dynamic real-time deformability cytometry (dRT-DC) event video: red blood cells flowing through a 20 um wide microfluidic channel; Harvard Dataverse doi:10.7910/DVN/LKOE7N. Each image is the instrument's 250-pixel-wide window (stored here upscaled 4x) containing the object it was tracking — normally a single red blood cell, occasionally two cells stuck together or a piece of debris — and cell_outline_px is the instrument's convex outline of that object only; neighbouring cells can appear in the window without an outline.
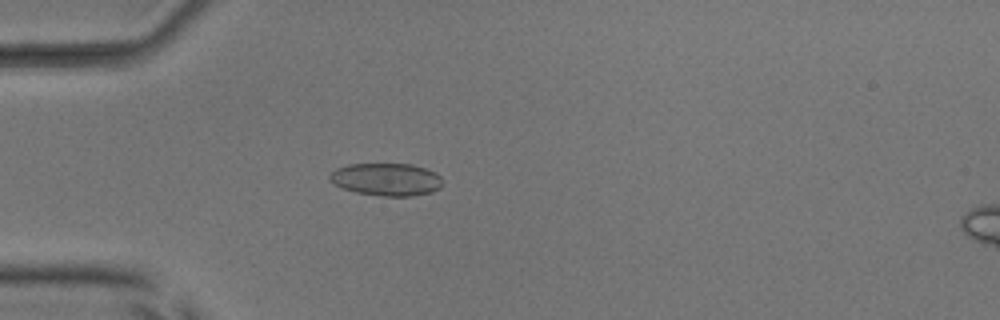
{"species": "common noctule bat (a hibernating species)", "species_latin": "Nyctalus noctula", "temperature_condition": "room temperature", "stored_images_in_passage": 51, "camera_frame_rate_fps": 3000, "um_per_image_px": 0.085, "animal": {"sex": "male", "body_mass_g": 17.9, "forearm_length_mm": 54.2}, "frame": {"image": 1, "passage_image": 15, "time_ms": 4.667, "image_size_px": [1000, 320], "cell_outline_px": [[444, 180], [440, 188], [432, 192], [408, 196], [384, 196], [356, 192], [344, 188], [336, 184], [328, 176], [336, 168], [348, 164], [412, 164], [436, 172]], "centroid_in_image_um": [32.89, 15.24], "position_along_channel_um": 52.1, "area_um2": 21.33}}
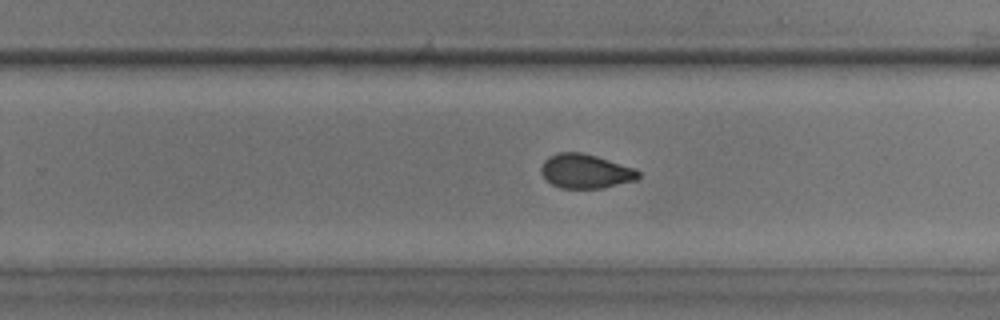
{"frame": {"image": 2, "passage_image": 33, "time_ms": 10.667, "image_size_px": [1000, 320], "cell_outline_px": [[640, 176], [636, 180], [600, 188], [560, 188], [552, 184], [540, 172], [540, 168], [544, 160], [548, 156], [556, 152], [580, 152], [596, 156], [636, 168], [640, 172]], "centroid_in_image_um": [49.76, 14.54], "position_along_channel_um": 280.0, "area_um2": 19.42}}
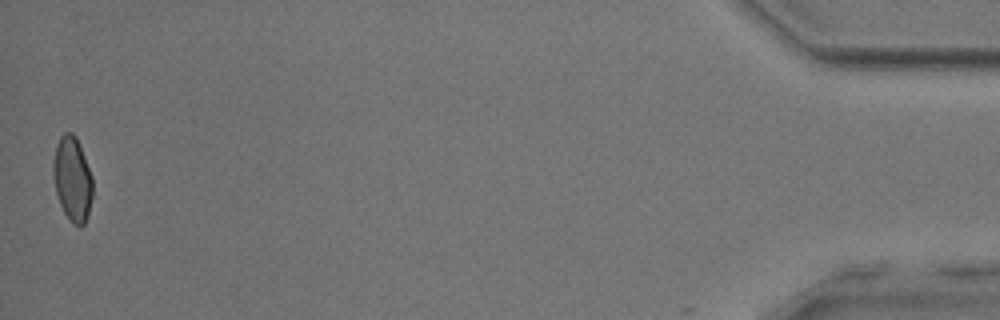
{"frame": {"image": 3, "passage_image": 51, "time_ms": 16.667, "image_size_px": [1000, 320], "cell_outline_px": [[92, 196], [88, 212], [84, 224], [80, 228], [72, 224], [64, 212], [60, 204], [56, 192], [52, 168], [52, 164], [56, 144], [60, 136], [64, 132], [72, 132], [76, 136], [92, 176]], "centroid_in_image_um": [6.14, 15.2], "position_along_channel_um": 429.1, "area_um2": 19.42}, "authors_computed_cell_mechanics": {"area_um2": 19.9988, "velocity_mm_per_s": 4.0071, "shape_relaxation_time_tau1_ms": 10.2549, "shape_relaxation_time_tau2_ms": 4.1629, "deformation_change_tau1": 0.1205, "deformation_change_tau2": 0.0864}}